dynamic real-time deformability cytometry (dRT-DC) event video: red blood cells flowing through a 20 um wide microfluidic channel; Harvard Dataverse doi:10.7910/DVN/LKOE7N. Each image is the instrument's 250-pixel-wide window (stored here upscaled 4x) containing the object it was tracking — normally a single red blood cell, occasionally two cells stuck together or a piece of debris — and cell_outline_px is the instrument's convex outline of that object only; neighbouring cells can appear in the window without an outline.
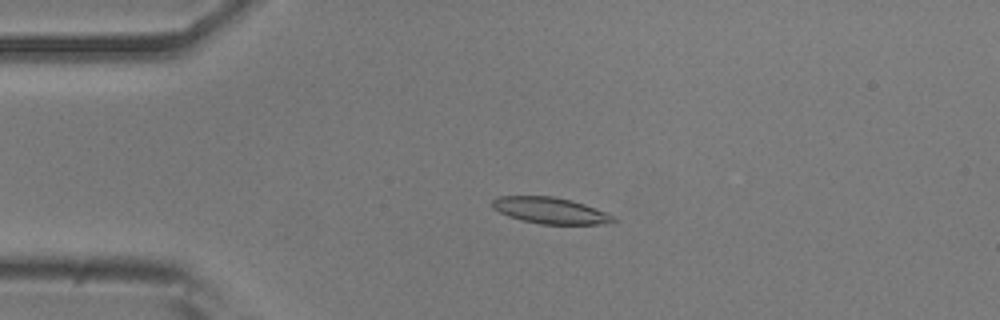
{"species": "common noctule bat (a hibernating species)", "species_latin": "Nyctalus noctula", "temperature_condition": "room temperature", "stored_images_in_passage": 45, "camera_frame_rate_fps": 3000, "um_per_image_px": 0.085, "animal": {"sex": "male", "body_mass_g": 20.5, "forearm_length_mm": 52.5}, "frame": {"image": 1, "passage_image": 10, "time_ms": 3.0, "image_size_px": [1000, 320], "cell_outline_px": [[620, 220], [612, 224], [540, 224], [520, 220], [508, 216], [492, 208], [488, 204], [496, 196], [552, 196], [572, 200], [584, 204], [616, 216]], "centroid_in_image_um": [46.79, 17.9], "position_along_channel_um": 38.2, "area_um2": 18.96}}
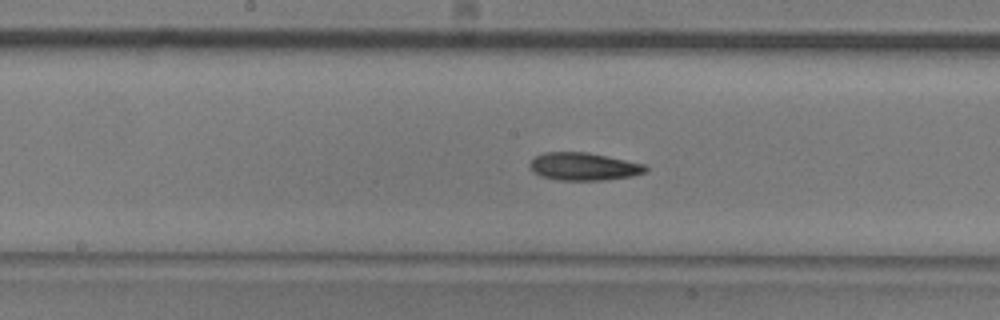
{"frame": {"image": 2, "passage_image": 25, "time_ms": 8.0, "image_size_px": [1000, 320], "cell_outline_px": [[648, 172], [632, 176], [608, 180], [560, 180], [540, 176], [532, 172], [528, 164], [536, 156], [544, 152], [588, 152], [608, 156], [644, 164], [648, 168]], "centroid_in_image_um": [49.62, 14.16], "position_along_channel_um": 198.6, "area_um2": 18.9}}
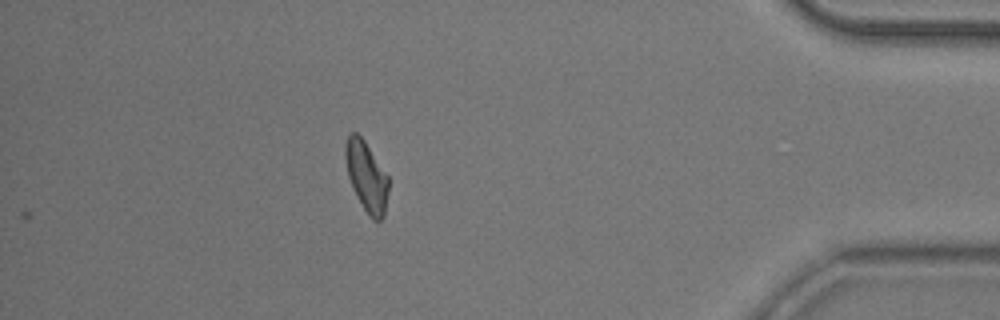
{"frame": {"image": 3, "passage_image": 45, "time_ms": 14.667, "image_size_px": [1000, 320], "cell_outline_px": [[388, 192], [384, 216], [376, 224], [368, 216], [356, 196], [352, 188], [348, 176], [344, 156], [344, 148], [348, 132], [356, 132], [364, 140], [388, 176]], "centroid_in_image_um": [31.13, 15.02], "position_along_channel_um": 404.1, "area_um2": 17.86}, "authors_computed_cell_mechanics": {"area_um2": 18.2648, "velocity_mm_per_s": 3.7708, "shape_relaxation_time_tau1_ms": 3.8389, "shape_relaxation_time_tau2_ms": 7.0784, "deformation_change_tau1": 0.1247, "deformation_change_tau2": 0.1568}}